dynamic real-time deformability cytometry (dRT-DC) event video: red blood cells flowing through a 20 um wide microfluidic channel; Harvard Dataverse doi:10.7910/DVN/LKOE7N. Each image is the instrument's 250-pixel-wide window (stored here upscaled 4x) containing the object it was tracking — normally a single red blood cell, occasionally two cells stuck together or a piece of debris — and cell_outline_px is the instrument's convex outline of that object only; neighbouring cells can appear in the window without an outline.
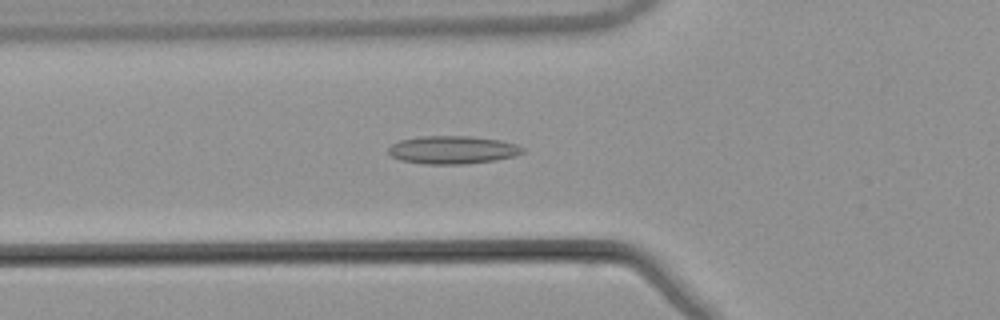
{"species": "common noctule bat (a hibernating species)", "species_latin": "Nyctalus noctula", "temperature_condition": "warm", "stored_images_in_passage": 54, "camera_frame_rate_fps": 3000, "um_per_image_px": 0.085, "animal": {"sex": "male", "body_mass_g": 21.5, "forearm_length_mm": 52.0}, "frame": {"image": 1, "passage_image": 20, "time_ms": 6.333, "image_size_px": [1000, 320], "cell_outline_px": [[524, 152], [516, 156], [496, 160], [464, 164], [424, 164], [400, 160], [392, 156], [388, 152], [388, 148], [392, 144], [400, 140], [420, 136], [472, 136], [500, 140], [516, 144], [524, 148]], "centroid_in_image_um": [38.48, 12.74], "position_along_channel_um": 87.3, "area_um2": 22.02}}
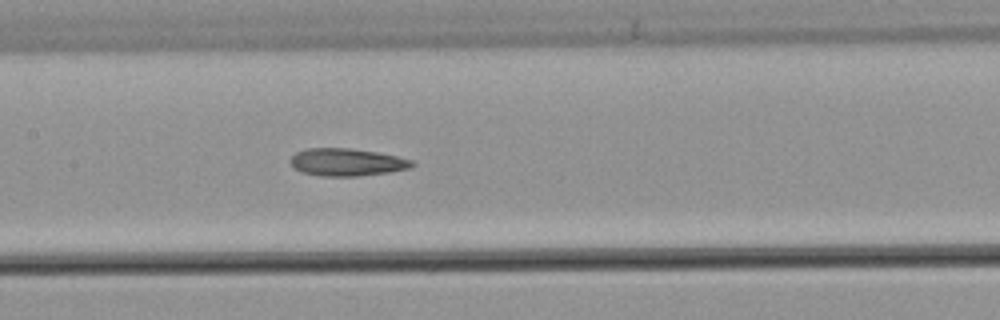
{"frame": {"image": 2, "passage_image": 27, "time_ms": 8.667, "image_size_px": [1000, 320], "cell_outline_px": [[416, 164], [408, 168], [388, 172], [356, 176], [320, 176], [304, 172], [296, 168], [292, 164], [292, 156], [296, 152], [308, 148], [348, 148], [376, 152], [396, 156], [412, 160]], "centroid_in_image_um": [29.5, 13.78], "position_along_channel_um": 177.9, "area_um2": 19.13}}
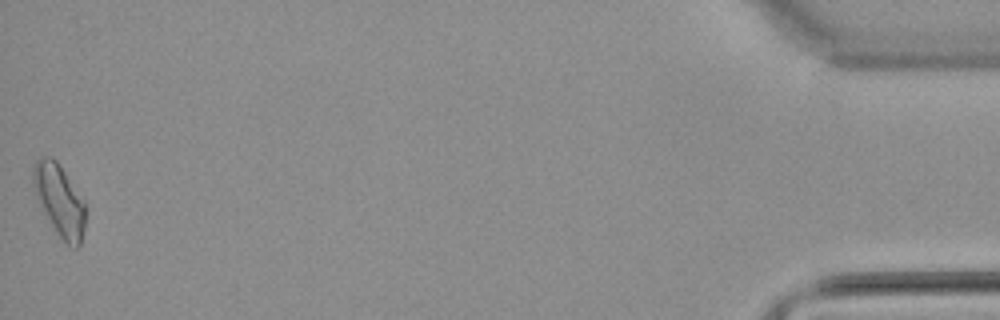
{"frame": {"image": 3, "passage_image": 54, "time_ms": 17.667, "image_size_px": [1000, 320], "cell_outline_px": [[84, 228], [80, 244], [76, 248], [68, 244], [56, 232], [48, 220], [36, 196], [32, 184], [32, 168], [36, 160], [40, 156], [52, 156], [56, 160], [84, 200]], "centroid_in_image_um": [5.02, 16.97], "position_along_channel_um": 430.2, "area_um2": 21.56}, "authors_computed_cell_mechanics": {"area_um2": 19.941, "velocity_mm_per_s": 3.858, "shape_relaxation_time_tau1_ms": null, "shape_relaxation_time_tau2_ms": 5.7317, "deformation_change_tau1": null, "deformation_change_tau2": 0.173}}